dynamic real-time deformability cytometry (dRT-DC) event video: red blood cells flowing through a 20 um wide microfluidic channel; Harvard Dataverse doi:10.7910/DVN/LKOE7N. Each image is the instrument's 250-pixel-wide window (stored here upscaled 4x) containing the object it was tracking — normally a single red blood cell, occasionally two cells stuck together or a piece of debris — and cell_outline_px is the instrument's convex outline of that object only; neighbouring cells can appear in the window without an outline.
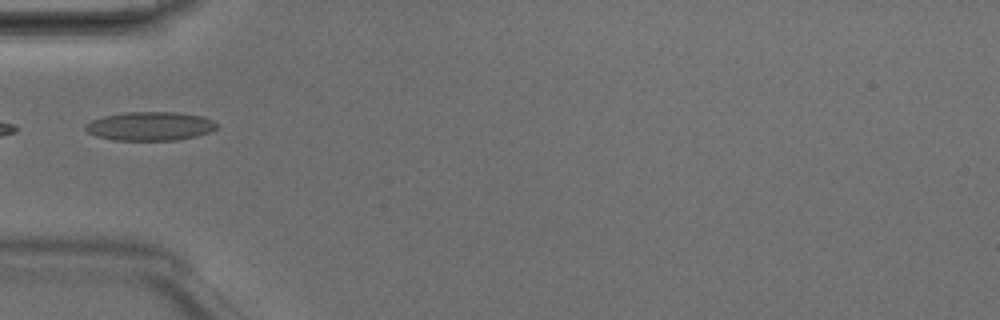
{"species": "Egyptian fruit bat (a non-hibernating species)", "species_latin": "Rousettus aegyptiacus", "temperature_condition": "room temperature", "stored_images_in_passage": 2, "camera_frame_rate_fps": 3000, "um_per_image_px": 0.085, "animal": {"sex": "male"}, "frame": {"image": 1, "passage_image": 2, "time_ms": 0.333, "image_size_px": [1000, 320], "cell_outline_px": [[216, 128], [208, 132], [196, 136], [176, 140], [112, 140], [96, 136], [88, 132], [84, 128], [84, 124], [92, 120], [104, 116], [124, 112], [176, 112], [200, 116], [212, 120], [216, 124]], "centroid_in_image_um": [12.7, 10.72], "position_along_channel_um": 72.3, "area_um2": 21.91}}